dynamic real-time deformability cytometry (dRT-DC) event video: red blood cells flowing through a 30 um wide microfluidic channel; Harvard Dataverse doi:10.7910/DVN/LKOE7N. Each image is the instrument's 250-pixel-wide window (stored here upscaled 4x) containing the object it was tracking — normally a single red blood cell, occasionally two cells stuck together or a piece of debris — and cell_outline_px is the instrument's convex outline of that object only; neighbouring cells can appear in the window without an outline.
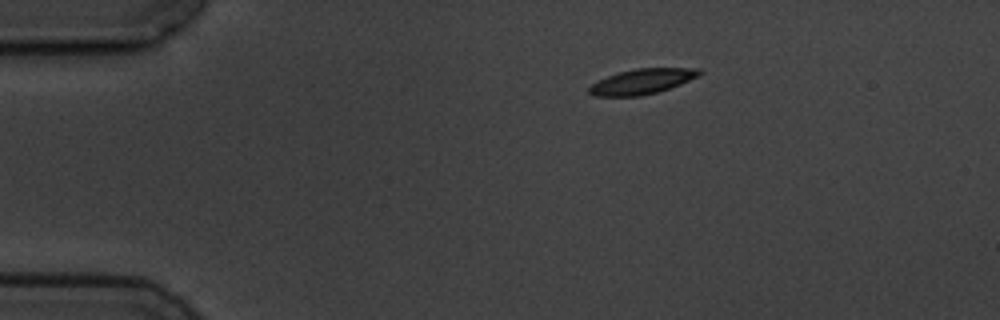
{"species": "common noctule bat (a hibernating species)", "species_latin": "Nyctalus noctula", "temperature_condition": "cold", "stored_images_in_passage": 2, "camera_frame_rate_fps": 3000, "um_per_image_px": 0.085, "animal": {"sex": "male", "body_mass_g": 19.5, "forearm_length_mm": 54.6}, "frame": {"image": 1, "passage_image": 1, "time_ms": 0.0, "image_size_px": [1000, 320], "cell_outline_px": [[704, 72], [700, 76], [680, 84], [656, 92], [640, 96], [592, 96], [588, 92], [588, 88], [592, 84], [608, 76], [620, 72], [636, 68], [700, 68]], "centroid_in_image_um": [54.61, 6.92], "position_along_channel_um": 30.4, "area_um2": 16.13}}